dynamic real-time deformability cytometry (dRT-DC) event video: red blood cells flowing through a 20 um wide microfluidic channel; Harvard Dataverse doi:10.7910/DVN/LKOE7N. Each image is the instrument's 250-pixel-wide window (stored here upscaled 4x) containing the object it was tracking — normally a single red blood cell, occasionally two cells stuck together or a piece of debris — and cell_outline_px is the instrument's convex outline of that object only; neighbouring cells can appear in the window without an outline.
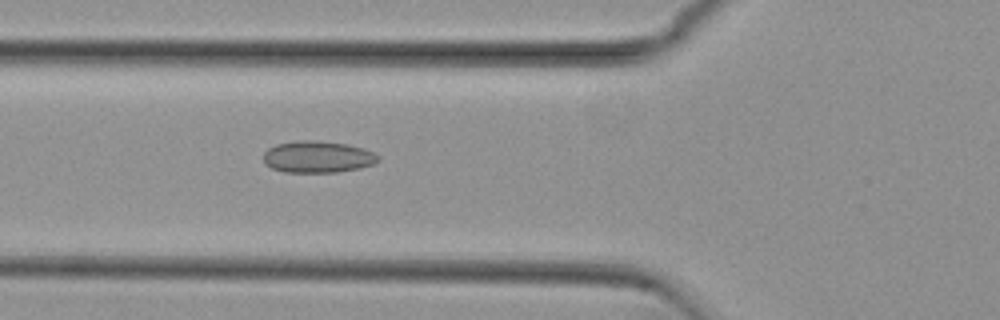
{"species": "common noctule bat (a hibernating species)", "species_latin": "Nyctalus noctula", "temperature_condition": "cold", "stored_images_in_passage": 39, "camera_frame_rate_fps": 3000, "um_per_image_px": 0.085, "animal": {"sex": "female", "body_mass_g": 29.2, "forearm_length_mm": 56.3}, "frame": {"image": 1, "passage_image": 5, "time_ms": 1.333, "image_size_px": [1000, 320], "cell_outline_px": [[380, 160], [372, 164], [360, 168], [336, 172], [284, 172], [272, 168], [264, 160], [264, 152], [268, 148], [276, 144], [300, 140], [312, 140], [348, 144], [364, 148], [380, 156]], "centroid_in_image_um": [27.02, 13.33], "position_along_channel_um": 98.8, "area_um2": 21.15}}
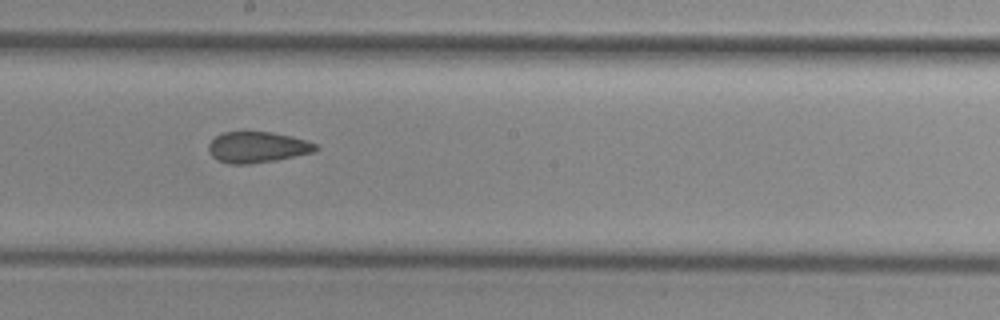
{"frame": {"image": 2, "passage_image": 15, "time_ms": 4.667, "image_size_px": [1000, 320], "cell_outline_px": [[320, 148], [312, 152], [276, 160], [248, 164], [228, 164], [216, 160], [212, 156], [208, 148], [208, 144], [216, 136], [224, 132], [244, 128], [272, 132], [304, 140], [316, 144]], "centroid_in_image_um": [21.8, 12.47], "position_along_channel_um": 226.4, "area_um2": 19.83}}
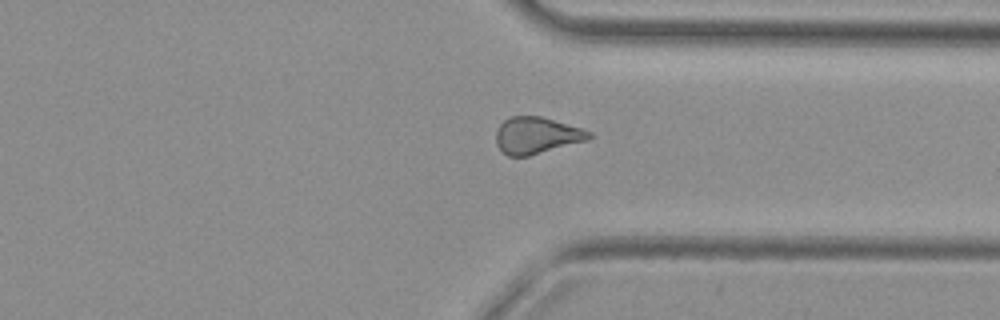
{"frame": {"image": 3, "passage_image": 26, "time_ms": 8.333, "image_size_px": [1000, 320], "cell_outline_px": [[596, 136], [588, 140], [528, 156], [508, 156], [496, 144], [496, 132], [500, 124], [508, 116], [540, 116], [584, 128], [592, 132]], "centroid_in_image_um": [45.66, 11.5], "position_along_channel_um": 365.7, "area_um2": 20.06}, "authors_computed_cell_mechanics": {"area_um2": 20.0566, "velocity_mm_per_s": 3.8133, "shape_relaxation_time_tau1_ms": null, "shape_relaxation_time_tau2_ms": 2.8621, "deformation_change_tau1": null, "deformation_change_tau2": 0.1012}}